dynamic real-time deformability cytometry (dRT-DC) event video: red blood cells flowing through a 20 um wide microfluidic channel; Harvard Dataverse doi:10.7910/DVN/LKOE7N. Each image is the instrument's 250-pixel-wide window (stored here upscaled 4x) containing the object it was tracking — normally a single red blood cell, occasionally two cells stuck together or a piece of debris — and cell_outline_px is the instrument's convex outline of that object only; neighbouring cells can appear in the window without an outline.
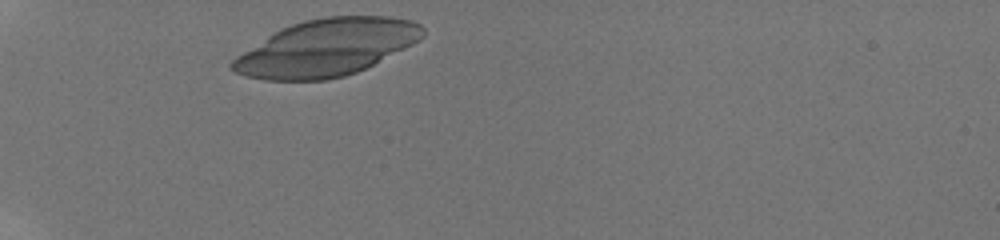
{"species": "human", "species_latin": "Homo sapiens", "temperature_condition": "room temperature", "stored_images_in_passage": 9, "camera_frame_rate_fps": 3000, "um_per_image_px": 0.085, "donor": {"sex": "male"}, "frame": {"image": 1, "passage_image": 1, "time_ms": 0.0, "image_size_px": [1000, 240], "cell_outline_px": [[424, 36], [420, 40], [356, 72], [344, 76], [324, 80], [264, 80], [248, 76], [236, 72], [228, 68], [228, 64], [236, 56], [280, 28], [304, 20], [324, 16], [392, 16], [412, 20], [420, 24], [424, 28]], "centroid_in_image_um": [27.74, 4.04], "position_along_channel_um": 57.3, "area_um2": 62.77}}